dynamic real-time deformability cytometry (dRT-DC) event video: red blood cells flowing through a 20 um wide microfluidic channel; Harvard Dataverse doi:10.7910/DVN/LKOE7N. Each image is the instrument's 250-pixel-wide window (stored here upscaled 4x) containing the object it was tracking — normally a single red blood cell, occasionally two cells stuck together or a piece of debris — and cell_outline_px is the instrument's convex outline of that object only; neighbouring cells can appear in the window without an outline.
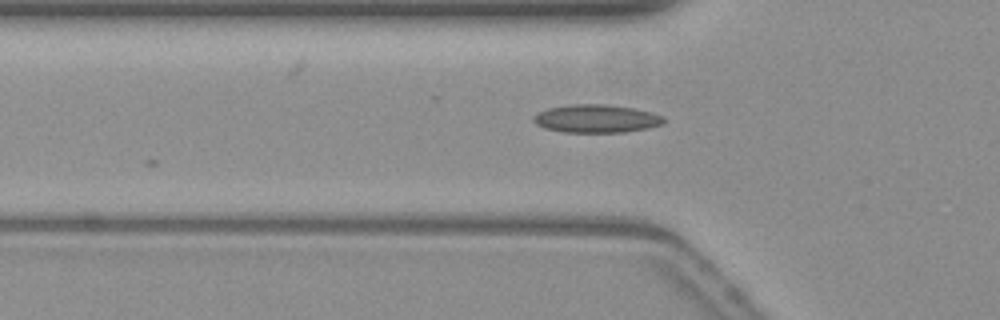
{"species": "common noctule bat (a hibernating species)", "species_latin": "Nyctalus noctula", "temperature_condition": "warm", "stored_images_in_passage": 26, "camera_frame_rate_fps": 3000, "um_per_image_px": 0.085, "animal": {"sex": "female", "body_mass_g": 19.3, "forearm_length_mm": 54.1}, "frame": {"image": 1, "passage_image": 4, "time_ms": 1.0, "image_size_px": [1000, 320], "cell_outline_px": [[664, 124], [648, 128], [624, 132], [564, 132], [544, 128], [536, 124], [532, 120], [532, 116], [536, 112], [548, 108], [568, 104], [604, 104], [632, 108], [652, 112], [664, 116]], "centroid_in_image_um": [50.66, 10.08], "position_along_channel_um": 75.1, "area_um2": 21.5}}
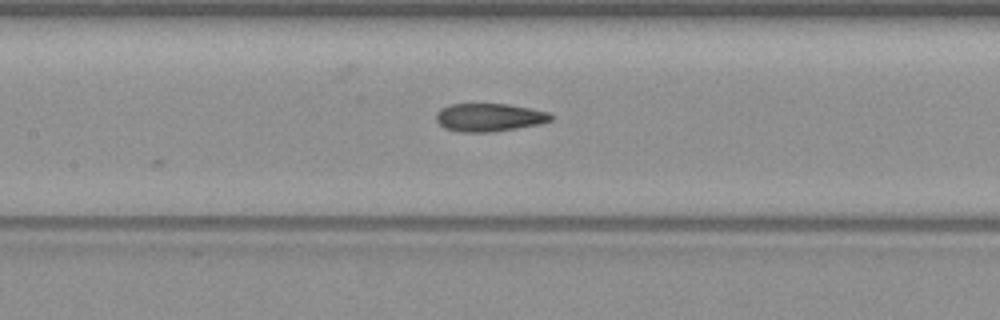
{"frame": {"image": 2, "passage_image": 11, "time_ms": 3.333, "image_size_px": [1000, 320], "cell_outline_px": [[552, 120], [540, 124], [492, 132], [460, 132], [444, 128], [436, 120], [436, 112], [440, 108], [452, 104], [508, 104], [548, 112], [552, 116]], "centroid_in_image_um": [41.55, 9.98], "position_along_channel_um": 165.8, "area_um2": 18.73}}
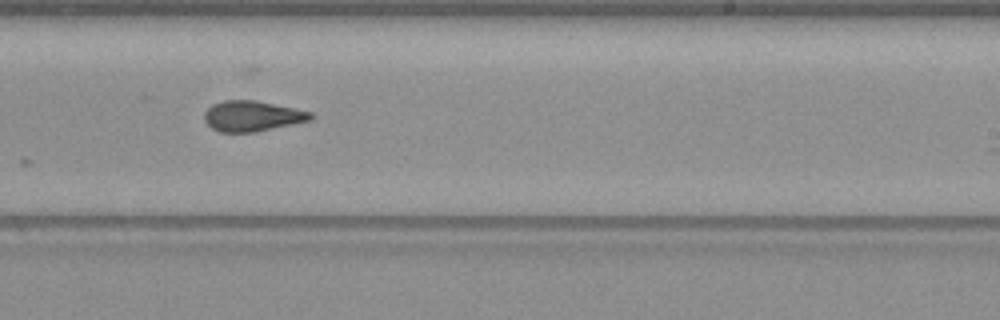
{"frame": {"image": 3, "passage_image": 19, "time_ms": 6.0, "image_size_px": [1000, 320], "cell_outline_px": [[312, 120], [256, 132], [220, 132], [212, 128], [204, 120], [204, 112], [212, 104], [224, 100], [256, 100], [312, 112]], "centroid_in_image_um": [21.42, 9.86], "position_along_channel_um": 267.6, "area_um2": 18.9}}